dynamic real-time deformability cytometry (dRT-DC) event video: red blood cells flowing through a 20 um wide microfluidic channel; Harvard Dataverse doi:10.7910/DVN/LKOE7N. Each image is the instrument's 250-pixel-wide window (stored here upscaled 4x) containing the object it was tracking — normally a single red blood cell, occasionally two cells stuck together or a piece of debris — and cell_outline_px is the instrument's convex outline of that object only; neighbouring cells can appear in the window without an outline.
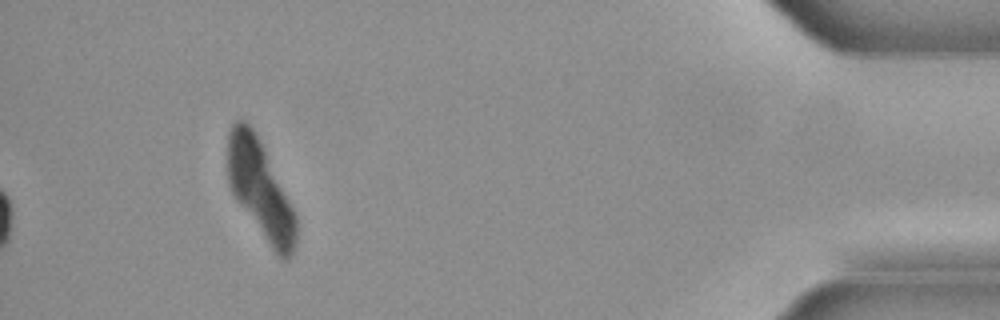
{"species": "common noctule bat (a hibernating species)", "species_latin": "Nyctalus noctula", "temperature_condition": "cold", "stored_images_in_passage": 39, "camera_frame_rate_fps": 3000, "um_per_image_px": 0.085, "animal": {"sex": "male", "body_mass_g": 21.5, "forearm_length_mm": 52.0}, "frame": {"image": 1, "passage_image": 39, "time_ms": 12.667, "image_size_px": [1000, 320], "cell_outline_px": [[296, 244], [288, 260], [284, 260], [272, 248], [240, 204], [232, 192], [228, 184], [228, 132], [232, 124], [236, 120], [248, 120], [256, 132], [264, 148], [296, 216]], "centroid_in_image_um": [22.11, 16.05], "position_along_channel_um": 413.1, "area_um2": 38.15}}